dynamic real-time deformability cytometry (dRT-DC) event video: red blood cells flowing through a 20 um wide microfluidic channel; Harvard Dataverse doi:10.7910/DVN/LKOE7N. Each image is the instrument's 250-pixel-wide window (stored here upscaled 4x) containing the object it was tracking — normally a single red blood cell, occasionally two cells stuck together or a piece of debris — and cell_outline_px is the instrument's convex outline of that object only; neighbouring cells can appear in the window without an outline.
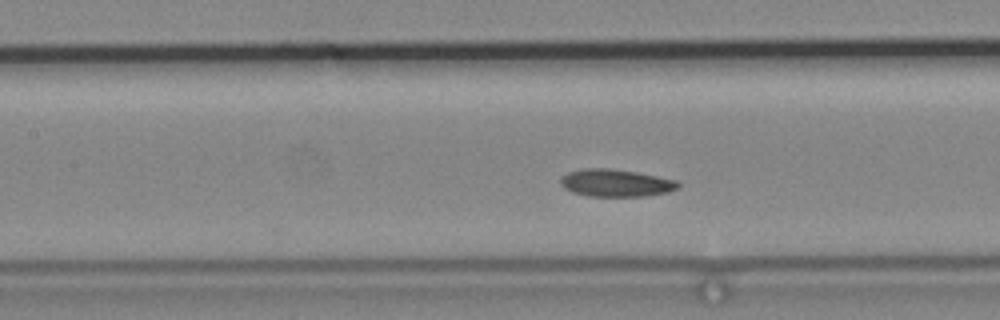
{"species": "common noctule bat (a hibernating species)", "species_latin": "Nyctalus noctula", "temperature_condition": "cold", "stored_images_in_passage": 27, "camera_frame_rate_fps": 3000, "um_per_image_px": 0.085, "animal": {"sex": "male", "body_mass_g": 19.2, "forearm_length_mm": 51.8}, "frame": {"image": 1, "passage_image": 11, "time_ms": 3.333, "image_size_px": [1000, 320], "cell_outline_px": [[680, 188], [668, 192], [644, 196], [588, 196], [572, 192], [564, 188], [560, 184], [560, 180], [568, 172], [580, 168], [612, 168], [636, 172], [676, 180], [680, 184]], "centroid_in_image_um": [52.34, 15.55], "position_along_channel_um": 155.1, "area_um2": 18.84}}
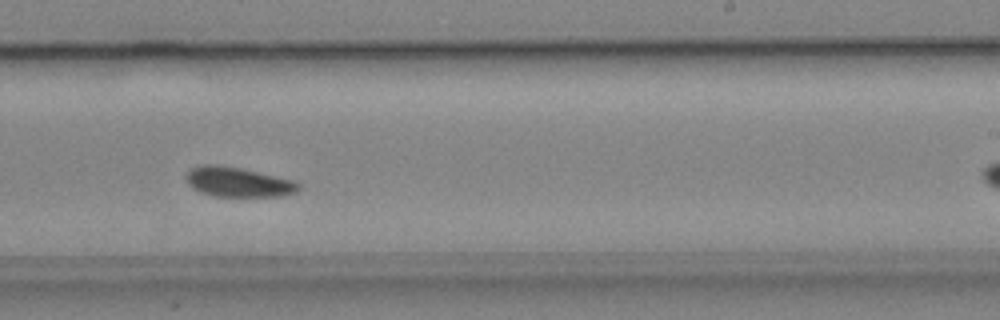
{"frame": {"image": 2, "passage_image": 20, "time_ms": 6.333, "image_size_px": [1000, 320], "cell_outline_px": [[300, 188], [296, 192], [276, 196], [216, 196], [204, 192], [196, 188], [188, 180], [188, 172], [192, 168], [200, 164], [220, 164], [240, 168], [292, 180], [300, 184]], "centroid_in_image_um": [20.28, 15.45], "position_along_channel_um": 268.7, "area_um2": 18.84}}
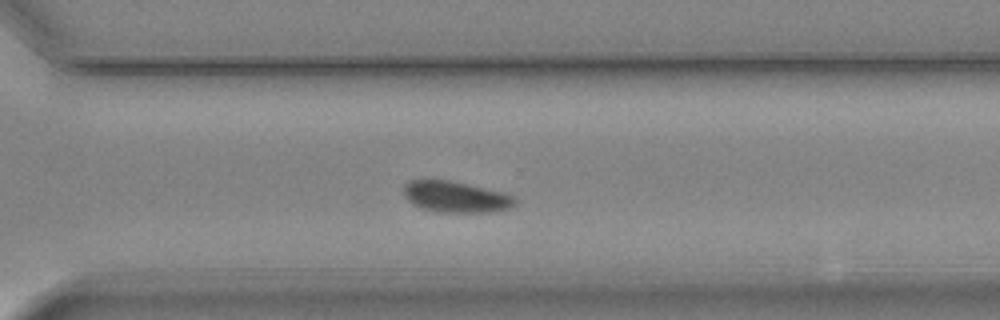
{"frame": {"image": 3, "passage_image": 25, "time_ms": 8.0, "image_size_px": [1000, 320], "cell_outline_px": [[516, 200], [508, 208], [476, 212], [448, 212], [428, 208], [416, 204], [408, 200], [404, 196], [404, 184], [408, 180], [452, 180], [500, 192], [512, 196]], "centroid_in_image_um": [38.68, 16.69], "position_along_channel_um": 331.9, "area_um2": 19.31}}